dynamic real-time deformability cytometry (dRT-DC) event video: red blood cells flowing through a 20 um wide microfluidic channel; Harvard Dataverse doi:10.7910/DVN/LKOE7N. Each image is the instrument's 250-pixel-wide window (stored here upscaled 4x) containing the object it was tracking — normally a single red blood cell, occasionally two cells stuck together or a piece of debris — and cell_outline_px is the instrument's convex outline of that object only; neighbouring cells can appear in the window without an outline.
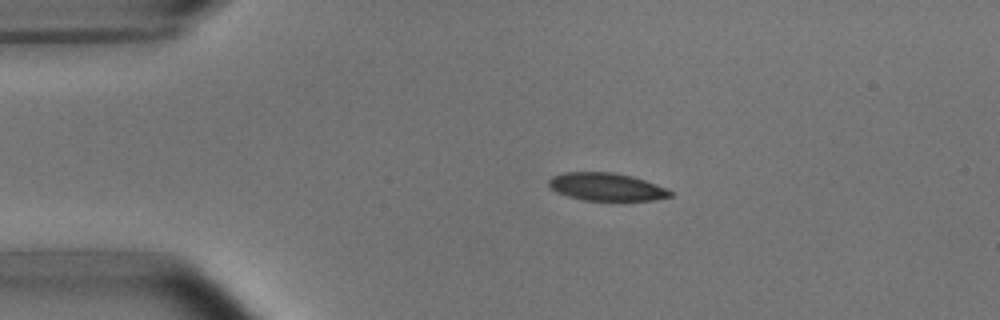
{"species": "common noctule bat (a hibernating species)", "species_latin": "Nyctalus noctula", "temperature_condition": "room temperature", "stored_images_in_passage": 3, "camera_frame_rate_fps": 3000, "um_per_image_px": 0.085, "animal": {"sex": "male", "body_mass_g": 15.6}, "frame": {"image": 1, "passage_image": 2, "time_ms": 1.0, "image_size_px": [1000, 320], "cell_outline_px": [[672, 196], [652, 200], [584, 200], [568, 196], [556, 192], [548, 184], [548, 180], [552, 176], [564, 172], [612, 172], [632, 176], [668, 188], [672, 192]], "centroid_in_image_um": [51.54, 15.87], "position_along_channel_um": 33.5, "area_um2": 19.59}}